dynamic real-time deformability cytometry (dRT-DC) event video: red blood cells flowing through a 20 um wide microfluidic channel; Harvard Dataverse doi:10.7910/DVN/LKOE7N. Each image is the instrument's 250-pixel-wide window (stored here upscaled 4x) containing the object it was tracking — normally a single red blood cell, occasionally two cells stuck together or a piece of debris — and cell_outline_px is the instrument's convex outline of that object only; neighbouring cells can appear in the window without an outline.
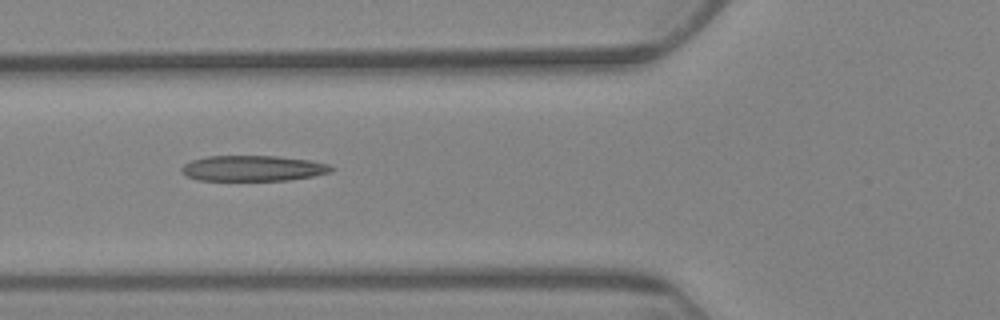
{"species": "Egyptian fruit bat (a non-hibernating species)", "species_latin": "Rousettus aegyptiacus", "temperature_condition": "warm", "stored_images_in_passage": 9, "camera_frame_rate_fps": 3000, "um_per_image_px": 0.085, "animal": {"sex": "female"}, "frame": {"image": 1, "passage_image": 7, "time_ms": 7.0, "image_size_px": [1000, 320], "cell_outline_px": [[336, 168], [332, 172], [312, 176], [288, 180], [196, 180], [184, 176], [180, 172], [180, 168], [184, 164], [192, 160], [208, 156], [276, 156], [312, 160], [328, 164]], "centroid_in_image_um": [21.49, 14.3], "position_along_channel_um": 104.3, "area_um2": 22.54}}
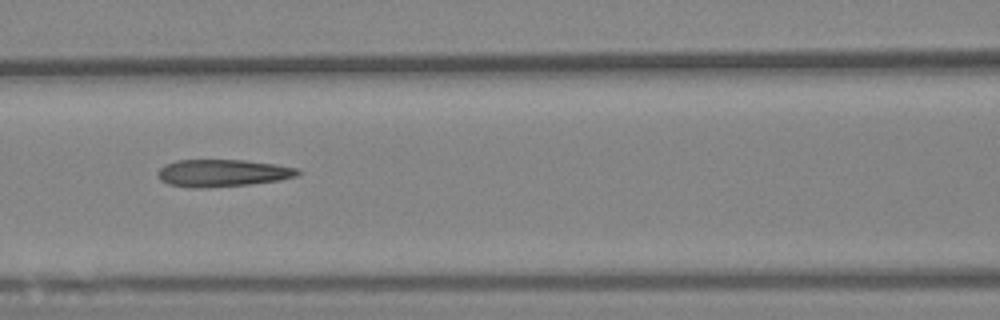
{"frame": {"image": 2, "passage_image": 8, "time_ms": 8.333, "image_size_px": [1000, 320], "cell_outline_px": [[300, 172], [296, 176], [280, 180], [248, 184], [208, 188], [192, 188], [168, 184], [160, 180], [156, 176], [156, 172], [164, 164], [176, 160], [244, 160], [276, 164], [296, 168]], "centroid_in_image_um": [18.85, 14.71], "position_along_channel_um": 147.8, "area_um2": 22.37}}
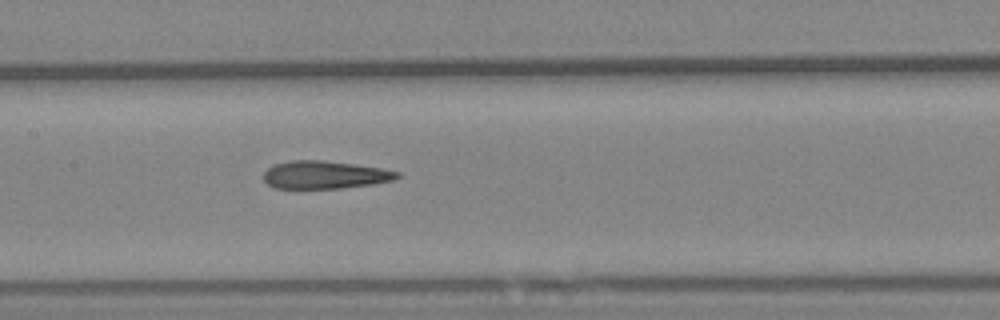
{"frame": {"image": 3, "passage_image": 9, "time_ms": 9.333, "image_size_px": [1000, 320], "cell_outline_px": [[400, 176], [392, 180], [372, 184], [340, 188], [276, 188], [268, 184], [264, 180], [264, 172], [268, 168], [276, 164], [292, 160], [320, 160], [352, 164], [380, 168], [400, 172]], "centroid_in_image_um": [27.59, 14.86], "position_along_channel_um": 179.8, "area_um2": 21.33}}